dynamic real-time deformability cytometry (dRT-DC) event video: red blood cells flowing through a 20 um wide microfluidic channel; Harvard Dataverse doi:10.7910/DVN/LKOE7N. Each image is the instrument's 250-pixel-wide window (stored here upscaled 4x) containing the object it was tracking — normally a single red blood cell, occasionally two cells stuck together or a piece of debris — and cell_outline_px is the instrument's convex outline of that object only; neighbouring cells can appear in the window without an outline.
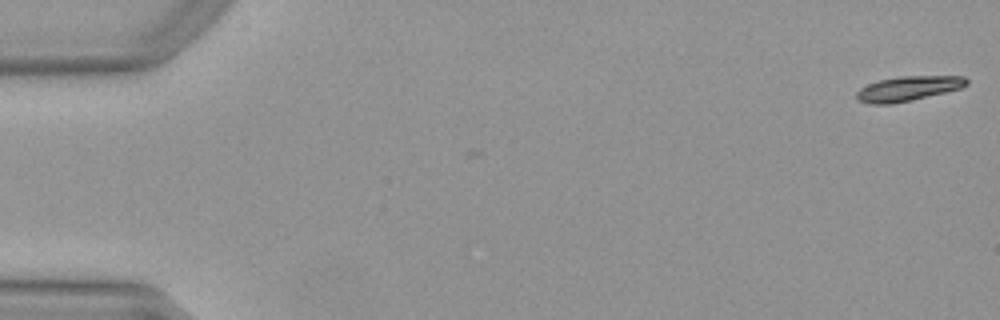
{"species": "Egyptian fruit bat (a non-hibernating species)", "species_latin": "Rousettus aegyptiacus", "temperature_condition": "warm", "stored_images_in_passage": 8, "camera_frame_rate_fps": 3000, "um_per_image_px": 0.085, "animal": {"sex": "female"}, "frame": {"image": 1, "passage_image": 1, "time_ms": 0.0, "image_size_px": [1000, 320], "cell_outline_px": [[968, 84], [960, 88], [912, 100], [892, 104], [868, 104], [856, 100], [856, 92], [860, 88], [868, 84], [880, 80], [900, 76], [964, 76], [968, 80]], "centroid_in_image_um": [77.15, 7.53], "position_along_channel_um": 7.9, "area_um2": 15.84}}